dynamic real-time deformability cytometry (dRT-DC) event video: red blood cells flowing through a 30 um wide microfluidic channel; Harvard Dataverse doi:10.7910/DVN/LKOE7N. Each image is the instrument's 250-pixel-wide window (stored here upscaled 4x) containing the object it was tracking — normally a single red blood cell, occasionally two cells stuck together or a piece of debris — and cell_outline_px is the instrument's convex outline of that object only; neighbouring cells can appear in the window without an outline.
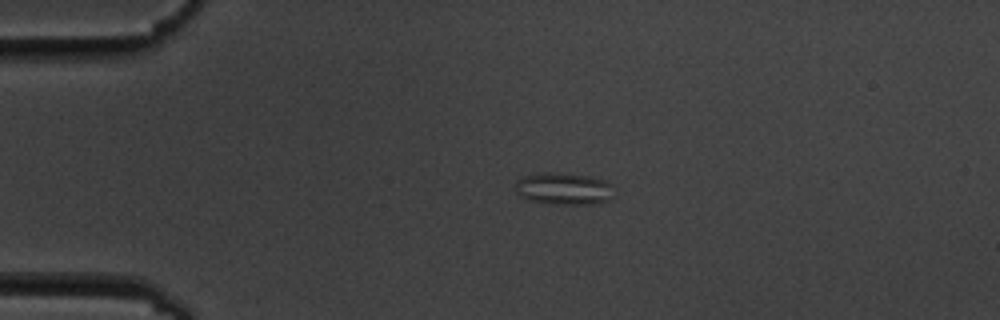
{"species": "common noctule bat (a hibernating species)", "species_latin": "Nyctalus noctula", "temperature_condition": "cold", "stored_images_in_passage": 2, "camera_frame_rate_fps": 3000, "um_per_image_px": 0.085, "animal": {"sex": "male", "body_mass_g": 19.5, "forearm_length_mm": 54.6}, "frame": {"image": 1, "passage_image": 1, "time_ms": 0.0, "image_size_px": [1000, 320], "cell_outline_px": [[612, 184], [608, 200], [596, 204], [548, 204], [528, 200], [516, 192], [516, 180], [524, 176], [544, 172], [556, 172], [592, 176], [604, 180]], "centroid_in_image_um": [47.89, 16.03], "position_along_channel_um": 37.1, "area_um2": 18.44}}